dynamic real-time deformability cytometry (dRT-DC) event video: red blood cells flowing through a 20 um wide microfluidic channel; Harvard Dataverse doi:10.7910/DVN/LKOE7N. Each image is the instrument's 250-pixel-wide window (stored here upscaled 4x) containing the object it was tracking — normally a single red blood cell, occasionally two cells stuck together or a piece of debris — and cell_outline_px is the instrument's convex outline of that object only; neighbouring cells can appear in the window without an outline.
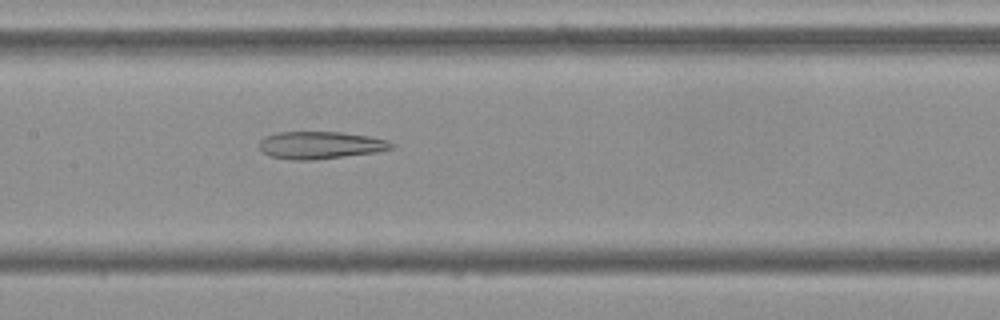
{"species": "Egyptian fruit bat (a non-hibernating species)", "species_latin": "Rousettus aegyptiacus", "temperature_condition": "cold", "stored_images_in_passage": 45, "camera_frame_rate_fps": 3000, "um_per_image_px": 0.085, "frame": {"image": 1, "passage_image": 17, "time_ms": 5.333, "image_size_px": [1000, 320], "cell_outline_px": [[396, 144], [392, 148], [376, 152], [312, 160], [292, 160], [268, 156], [260, 148], [260, 140], [264, 136], [276, 132], [340, 132], [368, 136], [388, 140]], "centroid_in_image_um": [27.21, 12.33], "position_along_channel_um": 180.2, "area_um2": 21.1}}
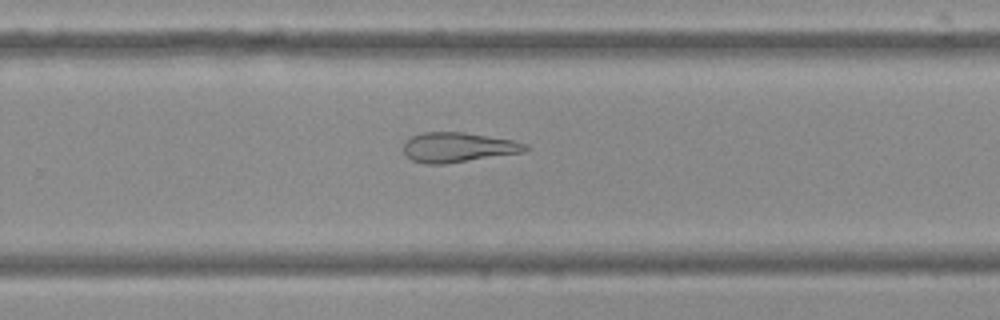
{"frame": {"image": 2, "passage_image": 26, "time_ms": 8.333, "image_size_px": [1000, 320], "cell_outline_px": [[532, 148], [524, 152], [444, 164], [424, 164], [412, 160], [404, 152], [404, 144], [412, 136], [420, 132], [464, 132], [512, 140], [528, 144]], "centroid_in_image_um": [38.96, 12.52], "position_along_channel_um": 290.8, "area_um2": 21.15}}
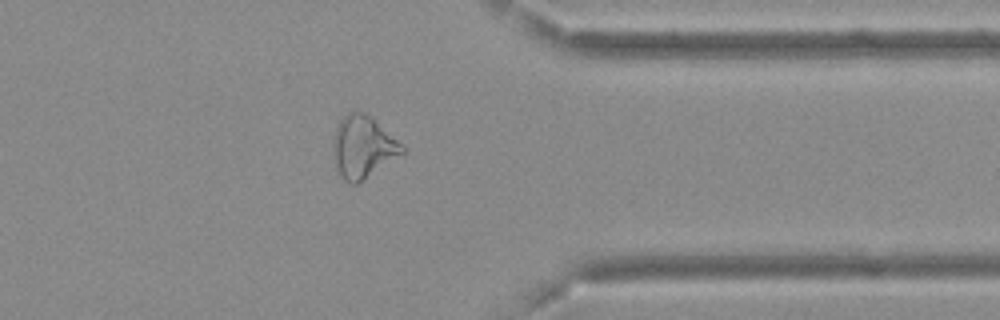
{"frame": {"image": 3, "passage_image": 34, "time_ms": 11.0, "image_size_px": [1000, 320], "cell_outline_px": [[404, 152], [356, 184], [348, 184], [336, 172], [332, 152], [332, 140], [336, 128], [340, 120], [348, 112], [364, 112], [372, 116], [404, 144]], "centroid_in_image_um": [30.82, 12.48], "position_along_channel_um": 380.6, "area_um2": 25.26}, "authors_computed_cell_mechanics": {"area_um2": 24.2182, "velocity_mm_per_s": 3.7007, "shape_relaxation_time_tau1_ms": null, "shape_relaxation_time_tau2_ms": 4.8342, "deformation_change_tau1": null, "deformation_change_tau2": 0.1677}}